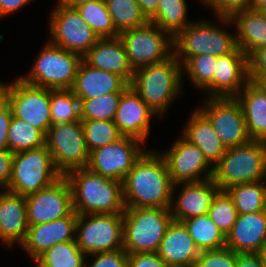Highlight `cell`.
Returning <instances> with one entry per match:
<instances>
[{
	"label": "cell",
	"mask_w": 266,
	"mask_h": 267,
	"mask_svg": "<svg viewBox=\"0 0 266 267\" xmlns=\"http://www.w3.org/2000/svg\"><path fill=\"white\" fill-rule=\"evenodd\" d=\"M122 185L126 208H171L174 183L158 150H146Z\"/></svg>",
	"instance_id": "obj_1"
},
{
	"label": "cell",
	"mask_w": 266,
	"mask_h": 267,
	"mask_svg": "<svg viewBox=\"0 0 266 267\" xmlns=\"http://www.w3.org/2000/svg\"><path fill=\"white\" fill-rule=\"evenodd\" d=\"M73 209L77 215L120 214L126 207L122 182L100 176L87 167L68 172Z\"/></svg>",
	"instance_id": "obj_2"
},
{
	"label": "cell",
	"mask_w": 266,
	"mask_h": 267,
	"mask_svg": "<svg viewBox=\"0 0 266 267\" xmlns=\"http://www.w3.org/2000/svg\"><path fill=\"white\" fill-rule=\"evenodd\" d=\"M183 80L182 64L173 54L161 63L135 69L129 86L162 119L182 95Z\"/></svg>",
	"instance_id": "obj_3"
},
{
	"label": "cell",
	"mask_w": 266,
	"mask_h": 267,
	"mask_svg": "<svg viewBox=\"0 0 266 267\" xmlns=\"http://www.w3.org/2000/svg\"><path fill=\"white\" fill-rule=\"evenodd\" d=\"M213 179L220 190L266 180V142L251 140L247 144L227 148L214 167Z\"/></svg>",
	"instance_id": "obj_4"
},
{
	"label": "cell",
	"mask_w": 266,
	"mask_h": 267,
	"mask_svg": "<svg viewBox=\"0 0 266 267\" xmlns=\"http://www.w3.org/2000/svg\"><path fill=\"white\" fill-rule=\"evenodd\" d=\"M172 221L170 209L126 208L123 213V249L128 254L157 252Z\"/></svg>",
	"instance_id": "obj_5"
},
{
	"label": "cell",
	"mask_w": 266,
	"mask_h": 267,
	"mask_svg": "<svg viewBox=\"0 0 266 267\" xmlns=\"http://www.w3.org/2000/svg\"><path fill=\"white\" fill-rule=\"evenodd\" d=\"M224 28L209 19L193 21L173 38L177 60L183 64L192 56L210 54L220 57L234 52L238 48L236 33L227 32Z\"/></svg>",
	"instance_id": "obj_6"
},
{
	"label": "cell",
	"mask_w": 266,
	"mask_h": 267,
	"mask_svg": "<svg viewBox=\"0 0 266 267\" xmlns=\"http://www.w3.org/2000/svg\"><path fill=\"white\" fill-rule=\"evenodd\" d=\"M82 60L81 55L48 41L36 56L30 71L19 78L38 87L53 90L71 89Z\"/></svg>",
	"instance_id": "obj_7"
},
{
	"label": "cell",
	"mask_w": 266,
	"mask_h": 267,
	"mask_svg": "<svg viewBox=\"0 0 266 267\" xmlns=\"http://www.w3.org/2000/svg\"><path fill=\"white\" fill-rule=\"evenodd\" d=\"M61 177L50 151L44 145L14 153L7 191L26 197L52 185Z\"/></svg>",
	"instance_id": "obj_8"
},
{
	"label": "cell",
	"mask_w": 266,
	"mask_h": 267,
	"mask_svg": "<svg viewBox=\"0 0 266 267\" xmlns=\"http://www.w3.org/2000/svg\"><path fill=\"white\" fill-rule=\"evenodd\" d=\"M133 70L166 61L174 54L173 37L148 21L119 34Z\"/></svg>",
	"instance_id": "obj_9"
},
{
	"label": "cell",
	"mask_w": 266,
	"mask_h": 267,
	"mask_svg": "<svg viewBox=\"0 0 266 267\" xmlns=\"http://www.w3.org/2000/svg\"><path fill=\"white\" fill-rule=\"evenodd\" d=\"M75 240L86 255L123 249V213L78 215Z\"/></svg>",
	"instance_id": "obj_10"
},
{
	"label": "cell",
	"mask_w": 266,
	"mask_h": 267,
	"mask_svg": "<svg viewBox=\"0 0 266 267\" xmlns=\"http://www.w3.org/2000/svg\"><path fill=\"white\" fill-rule=\"evenodd\" d=\"M45 145L62 176L74 169L86 168L88 165L90 152L81 120L52 124L45 135Z\"/></svg>",
	"instance_id": "obj_11"
},
{
	"label": "cell",
	"mask_w": 266,
	"mask_h": 267,
	"mask_svg": "<svg viewBox=\"0 0 266 267\" xmlns=\"http://www.w3.org/2000/svg\"><path fill=\"white\" fill-rule=\"evenodd\" d=\"M56 2L48 21L49 42L83 57L100 38L75 8Z\"/></svg>",
	"instance_id": "obj_12"
},
{
	"label": "cell",
	"mask_w": 266,
	"mask_h": 267,
	"mask_svg": "<svg viewBox=\"0 0 266 267\" xmlns=\"http://www.w3.org/2000/svg\"><path fill=\"white\" fill-rule=\"evenodd\" d=\"M6 103L13 116L30 123L45 135L52 125L50 115V89L34 86L21 78L7 82Z\"/></svg>",
	"instance_id": "obj_13"
},
{
	"label": "cell",
	"mask_w": 266,
	"mask_h": 267,
	"mask_svg": "<svg viewBox=\"0 0 266 267\" xmlns=\"http://www.w3.org/2000/svg\"><path fill=\"white\" fill-rule=\"evenodd\" d=\"M201 105L197 109L209 120L226 148L241 146L251 141L241 105L235 97L205 96Z\"/></svg>",
	"instance_id": "obj_14"
},
{
	"label": "cell",
	"mask_w": 266,
	"mask_h": 267,
	"mask_svg": "<svg viewBox=\"0 0 266 267\" xmlns=\"http://www.w3.org/2000/svg\"><path fill=\"white\" fill-rule=\"evenodd\" d=\"M146 149L141 140L123 136L115 143L91 151L87 168L100 176L123 182Z\"/></svg>",
	"instance_id": "obj_15"
},
{
	"label": "cell",
	"mask_w": 266,
	"mask_h": 267,
	"mask_svg": "<svg viewBox=\"0 0 266 267\" xmlns=\"http://www.w3.org/2000/svg\"><path fill=\"white\" fill-rule=\"evenodd\" d=\"M159 154L164 158L174 184L213 178L214 167H211L204 153L182 135L173 141L169 150Z\"/></svg>",
	"instance_id": "obj_16"
},
{
	"label": "cell",
	"mask_w": 266,
	"mask_h": 267,
	"mask_svg": "<svg viewBox=\"0 0 266 267\" xmlns=\"http://www.w3.org/2000/svg\"><path fill=\"white\" fill-rule=\"evenodd\" d=\"M28 225L47 223L68 216L73 209L72 189L65 176L52 185L26 196Z\"/></svg>",
	"instance_id": "obj_17"
},
{
	"label": "cell",
	"mask_w": 266,
	"mask_h": 267,
	"mask_svg": "<svg viewBox=\"0 0 266 267\" xmlns=\"http://www.w3.org/2000/svg\"><path fill=\"white\" fill-rule=\"evenodd\" d=\"M179 186L182 188L180 192L178 191L177 197L175 195ZM219 190L213 178L174 184L170 208L173 221L182 222L185 219L208 214L211 202Z\"/></svg>",
	"instance_id": "obj_18"
},
{
	"label": "cell",
	"mask_w": 266,
	"mask_h": 267,
	"mask_svg": "<svg viewBox=\"0 0 266 267\" xmlns=\"http://www.w3.org/2000/svg\"><path fill=\"white\" fill-rule=\"evenodd\" d=\"M153 117L159 119V116L129 86L121 94L113 122L123 136L139 139L146 144Z\"/></svg>",
	"instance_id": "obj_19"
},
{
	"label": "cell",
	"mask_w": 266,
	"mask_h": 267,
	"mask_svg": "<svg viewBox=\"0 0 266 267\" xmlns=\"http://www.w3.org/2000/svg\"><path fill=\"white\" fill-rule=\"evenodd\" d=\"M77 213L73 210L68 216L47 223L29 225L22 249L35 261L52 246L75 240Z\"/></svg>",
	"instance_id": "obj_20"
},
{
	"label": "cell",
	"mask_w": 266,
	"mask_h": 267,
	"mask_svg": "<svg viewBox=\"0 0 266 267\" xmlns=\"http://www.w3.org/2000/svg\"><path fill=\"white\" fill-rule=\"evenodd\" d=\"M249 82L247 55L238 47L217 57L213 77V98L236 97Z\"/></svg>",
	"instance_id": "obj_21"
},
{
	"label": "cell",
	"mask_w": 266,
	"mask_h": 267,
	"mask_svg": "<svg viewBox=\"0 0 266 267\" xmlns=\"http://www.w3.org/2000/svg\"><path fill=\"white\" fill-rule=\"evenodd\" d=\"M28 228L26 197L0 191V242L3 247L20 246Z\"/></svg>",
	"instance_id": "obj_22"
},
{
	"label": "cell",
	"mask_w": 266,
	"mask_h": 267,
	"mask_svg": "<svg viewBox=\"0 0 266 267\" xmlns=\"http://www.w3.org/2000/svg\"><path fill=\"white\" fill-rule=\"evenodd\" d=\"M128 87L129 84L121 76L94 68L82 60L70 90L81 101L110 93H123Z\"/></svg>",
	"instance_id": "obj_23"
},
{
	"label": "cell",
	"mask_w": 266,
	"mask_h": 267,
	"mask_svg": "<svg viewBox=\"0 0 266 267\" xmlns=\"http://www.w3.org/2000/svg\"><path fill=\"white\" fill-rule=\"evenodd\" d=\"M266 242V210L238 214L231 231L226 235L225 247L238 254L258 253Z\"/></svg>",
	"instance_id": "obj_24"
},
{
	"label": "cell",
	"mask_w": 266,
	"mask_h": 267,
	"mask_svg": "<svg viewBox=\"0 0 266 267\" xmlns=\"http://www.w3.org/2000/svg\"><path fill=\"white\" fill-rule=\"evenodd\" d=\"M156 253L169 267H195L200 250L184 224L172 221Z\"/></svg>",
	"instance_id": "obj_25"
},
{
	"label": "cell",
	"mask_w": 266,
	"mask_h": 267,
	"mask_svg": "<svg viewBox=\"0 0 266 267\" xmlns=\"http://www.w3.org/2000/svg\"><path fill=\"white\" fill-rule=\"evenodd\" d=\"M222 26L234 24L237 46L248 56L257 48L266 47V13L252 9L234 12L230 17L217 16Z\"/></svg>",
	"instance_id": "obj_26"
},
{
	"label": "cell",
	"mask_w": 266,
	"mask_h": 267,
	"mask_svg": "<svg viewBox=\"0 0 266 267\" xmlns=\"http://www.w3.org/2000/svg\"><path fill=\"white\" fill-rule=\"evenodd\" d=\"M90 66L121 76L131 83L134 70L130 66L122 40L118 37L100 38L83 56Z\"/></svg>",
	"instance_id": "obj_27"
},
{
	"label": "cell",
	"mask_w": 266,
	"mask_h": 267,
	"mask_svg": "<svg viewBox=\"0 0 266 267\" xmlns=\"http://www.w3.org/2000/svg\"><path fill=\"white\" fill-rule=\"evenodd\" d=\"M180 134L204 153L212 167L220 162L227 150L209 120L197 108L189 115Z\"/></svg>",
	"instance_id": "obj_28"
},
{
	"label": "cell",
	"mask_w": 266,
	"mask_h": 267,
	"mask_svg": "<svg viewBox=\"0 0 266 267\" xmlns=\"http://www.w3.org/2000/svg\"><path fill=\"white\" fill-rule=\"evenodd\" d=\"M235 98L241 105L251 140L266 142V94L249 81Z\"/></svg>",
	"instance_id": "obj_29"
},
{
	"label": "cell",
	"mask_w": 266,
	"mask_h": 267,
	"mask_svg": "<svg viewBox=\"0 0 266 267\" xmlns=\"http://www.w3.org/2000/svg\"><path fill=\"white\" fill-rule=\"evenodd\" d=\"M182 223L200 251L217 250L225 247V234L208 214L185 219Z\"/></svg>",
	"instance_id": "obj_30"
},
{
	"label": "cell",
	"mask_w": 266,
	"mask_h": 267,
	"mask_svg": "<svg viewBox=\"0 0 266 267\" xmlns=\"http://www.w3.org/2000/svg\"><path fill=\"white\" fill-rule=\"evenodd\" d=\"M186 0H160L156 13L149 19L173 38L193 22L188 19Z\"/></svg>",
	"instance_id": "obj_31"
},
{
	"label": "cell",
	"mask_w": 266,
	"mask_h": 267,
	"mask_svg": "<svg viewBox=\"0 0 266 267\" xmlns=\"http://www.w3.org/2000/svg\"><path fill=\"white\" fill-rule=\"evenodd\" d=\"M225 191L232 198L238 214L266 210V180L237 184L225 189Z\"/></svg>",
	"instance_id": "obj_32"
},
{
	"label": "cell",
	"mask_w": 266,
	"mask_h": 267,
	"mask_svg": "<svg viewBox=\"0 0 266 267\" xmlns=\"http://www.w3.org/2000/svg\"><path fill=\"white\" fill-rule=\"evenodd\" d=\"M217 57L210 54H201L188 58L182 64V77L184 74L189 78L191 84L196 89H200L213 98V77L216 68Z\"/></svg>",
	"instance_id": "obj_33"
},
{
	"label": "cell",
	"mask_w": 266,
	"mask_h": 267,
	"mask_svg": "<svg viewBox=\"0 0 266 267\" xmlns=\"http://www.w3.org/2000/svg\"><path fill=\"white\" fill-rule=\"evenodd\" d=\"M8 149L13 153L40 148L45 145V134L30 123L12 117L7 133Z\"/></svg>",
	"instance_id": "obj_34"
},
{
	"label": "cell",
	"mask_w": 266,
	"mask_h": 267,
	"mask_svg": "<svg viewBox=\"0 0 266 267\" xmlns=\"http://www.w3.org/2000/svg\"><path fill=\"white\" fill-rule=\"evenodd\" d=\"M86 257L76 240H71L52 246L35 261L42 267H84Z\"/></svg>",
	"instance_id": "obj_35"
},
{
	"label": "cell",
	"mask_w": 266,
	"mask_h": 267,
	"mask_svg": "<svg viewBox=\"0 0 266 267\" xmlns=\"http://www.w3.org/2000/svg\"><path fill=\"white\" fill-rule=\"evenodd\" d=\"M118 34L145 25L149 20L137 0H104Z\"/></svg>",
	"instance_id": "obj_36"
},
{
	"label": "cell",
	"mask_w": 266,
	"mask_h": 267,
	"mask_svg": "<svg viewBox=\"0 0 266 267\" xmlns=\"http://www.w3.org/2000/svg\"><path fill=\"white\" fill-rule=\"evenodd\" d=\"M75 9L99 38H114L119 36L104 0L89 1L75 7Z\"/></svg>",
	"instance_id": "obj_37"
},
{
	"label": "cell",
	"mask_w": 266,
	"mask_h": 267,
	"mask_svg": "<svg viewBox=\"0 0 266 267\" xmlns=\"http://www.w3.org/2000/svg\"><path fill=\"white\" fill-rule=\"evenodd\" d=\"M50 115L52 124L81 120L79 99L70 89H50Z\"/></svg>",
	"instance_id": "obj_38"
},
{
	"label": "cell",
	"mask_w": 266,
	"mask_h": 267,
	"mask_svg": "<svg viewBox=\"0 0 266 267\" xmlns=\"http://www.w3.org/2000/svg\"><path fill=\"white\" fill-rule=\"evenodd\" d=\"M89 152L115 143L123 137L118 127L110 120H81Z\"/></svg>",
	"instance_id": "obj_39"
},
{
	"label": "cell",
	"mask_w": 266,
	"mask_h": 267,
	"mask_svg": "<svg viewBox=\"0 0 266 267\" xmlns=\"http://www.w3.org/2000/svg\"><path fill=\"white\" fill-rule=\"evenodd\" d=\"M122 93H110L93 99L81 100V120L113 121Z\"/></svg>",
	"instance_id": "obj_40"
},
{
	"label": "cell",
	"mask_w": 266,
	"mask_h": 267,
	"mask_svg": "<svg viewBox=\"0 0 266 267\" xmlns=\"http://www.w3.org/2000/svg\"><path fill=\"white\" fill-rule=\"evenodd\" d=\"M208 215L225 236L231 231L237 220L238 212L232 198L225 190H219L214 196Z\"/></svg>",
	"instance_id": "obj_41"
},
{
	"label": "cell",
	"mask_w": 266,
	"mask_h": 267,
	"mask_svg": "<svg viewBox=\"0 0 266 267\" xmlns=\"http://www.w3.org/2000/svg\"><path fill=\"white\" fill-rule=\"evenodd\" d=\"M237 255L227 247L200 251L195 267H236Z\"/></svg>",
	"instance_id": "obj_42"
},
{
	"label": "cell",
	"mask_w": 266,
	"mask_h": 267,
	"mask_svg": "<svg viewBox=\"0 0 266 267\" xmlns=\"http://www.w3.org/2000/svg\"><path fill=\"white\" fill-rule=\"evenodd\" d=\"M89 257L92 259L91 262H89ZM127 265L128 253L124 249H120L114 252L89 254L84 267H127Z\"/></svg>",
	"instance_id": "obj_43"
},
{
	"label": "cell",
	"mask_w": 266,
	"mask_h": 267,
	"mask_svg": "<svg viewBox=\"0 0 266 267\" xmlns=\"http://www.w3.org/2000/svg\"><path fill=\"white\" fill-rule=\"evenodd\" d=\"M199 2L210 8L215 17H230L234 12L249 9L251 0H199Z\"/></svg>",
	"instance_id": "obj_44"
},
{
	"label": "cell",
	"mask_w": 266,
	"mask_h": 267,
	"mask_svg": "<svg viewBox=\"0 0 266 267\" xmlns=\"http://www.w3.org/2000/svg\"><path fill=\"white\" fill-rule=\"evenodd\" d=\"M248 78L266 75V47L257 48L247 56Z\"/></svg>",
	"instance_id": "obj_45"
},
{
	"label": "cell",
	"mask_w": 266,
	"mask_h": 267,
	"mask_svg": "<svg viewBox=\"0 0 266 267\" xmlns=\"http://www.w3.org/2000/svg\"><path fill=\"white\" fill-rule=\"evenodd\" d=\"M127 267H169V266L155 252V253L128 254Z\"/></svg>",
	"instance_id": "obj_46"
},
{
	"label": "cell",
	"mask_w": 266,
	"mask_h": 267,
	"mask_svg": "<svg viewBox=\"0 0 266 267\" xmlns=\"http://www.w3.org/2000/svg\"><path fill=\"white\" fill-rule=\"evenodd\" d=\"M14 153L9 149L0 151V191H7L12 174Z\"/></svg>",
	"instance_id": "obj_47"
},
{
	"label": "cell",
	"mask_w": 266,
	"mask_h": 267,
	"mask_svg": "<svg viewBox=\"0 0 266 267\" xmlns=\"http://www.w3.org/2000/svg\"><path fill=\"white\" fill-rule=\"evenodd\" d=\"M12 117L11 107L5 103L0 107V151L8 149L7 133Z\"/></svg>",
	"instance_id": "obj_48"
},
{
	"label": "cell",
	"mask_w": 266,
	"mask_h": 267,
	"mask_svg": "<svg viewBox=\"0 0 266 267\" xmlns=\"http://www.w3.org/2000/svg\"><path fill=\"white\" fill-rule=\"evenodd\" d=\"M33 0H0V20L27 6Z\"/></svg>",
	"instance_id": "obj_49"
},
{
	"label": "cell",
	"mask_w": 266,
	"mask_h": 267,
	"mask_svg": "<svg viewBox=\"0 0 266 267\" xmlns=\"http://www.w3.org/2000/svg\"><path fill=\"white\" fill-rule=\"evenodd\" d=\"M236 267H264L257 253L238 254Z\"/></svg>",
	"instance_id": "obj_50"
},
{
	"label": "cell",
	"mask_w": 266,
	"mask_h": 267,
	"mask_svg": "<svg viewBox=\"0 0 266 267\" xmlns=\"http://www.w3.org/2000/svg\"><path fill=\"white\" fill-rule=\"evenodd\" d=\"M142 13L149 20L157 11L160 0H137Z\"/></svg>",
	"instance_id": "obj_51"
},
{
	"label": "cell",
	"mask_w": 266,
	"mask_h": 267,
	"mask_svg": "<svg viewBox=\"0 0 266 267\" xmlns=\"http://www.w3.org/2000/svg\"><path fill=\"white\" fill-rule=\"evenodd\" d=\"M251 82L266 94V75L255 76Z\"/></svg>",
	"instance_id": "obj_52"
},
{
	"label": "cell",
	"mask_w": 266,
	"mask_h": 267,
	"mask_svg": "<svg viewBox=\"0 0 266 267\" xmlns=\"http://www.w3.org/2000/svg\"><path fill=\"white\" fill-rule=\"evenodd\" d=\"M250 9L266 13V0H251Z\"/></svg>",
	"instance_id": "obj_53"
},
{
	"label": "cell",
	"mask_w": 266,
	"mask_h": 267,
	"mask_svg": "<svg viewBox=\"0 0 266 267\" xmlns=\"http://www.w3.org/2000/svg\"><path fill=\"white\" fill-rule=\"evenodd\" d=\"M57 1L67 7L75 8L81 4L94 0H57Z\"/></svg>",
	"instance_id": "obj_54"
},
{
	"label": "cell",
	"mask_w": 266,
	"mask_h": 267,
	"mask_svg": "<svg viewBox=\"0 0 266 267\" xmlns=\"http://www.w3.org/2000/svg\"><path fill=\"white\" fill-rule=\"evenodd\" d=\"M7 83L0 82V107L6 103Z\"/></svg>",
	"instance_id": "obj_55"
},
{
	"label": "cell",
	"mask_w": 266,
	"mask_h": 267,
	"mask_svg": "<svg viewBox=\"0 0 266 267\" xmlns=\"http://www.w3.org/2000/svg\"><path fill=\"white\" fill-rule=\"evenodd\" d=\"M257 254L260 257L263 266L266 267V242L263 244Z\"/></svg>",
	"instance_id": "obj_56"
},
{
	"label": "cell",
	"mask_w": 266,
	"mask_h": 267,
	"mask_svg": "<svg viewBox=\"0 0 266 267\" xmlns=\"http://www.w3.org/2000/svg\"><path fill=\"white\" fill-rule=\"evenodd\" d=\"M34 264H36V267H42L40 264H38L36 261L33 262Z\"/></svg>",
	"instance_id": "obj_57"
}]
</instances>
